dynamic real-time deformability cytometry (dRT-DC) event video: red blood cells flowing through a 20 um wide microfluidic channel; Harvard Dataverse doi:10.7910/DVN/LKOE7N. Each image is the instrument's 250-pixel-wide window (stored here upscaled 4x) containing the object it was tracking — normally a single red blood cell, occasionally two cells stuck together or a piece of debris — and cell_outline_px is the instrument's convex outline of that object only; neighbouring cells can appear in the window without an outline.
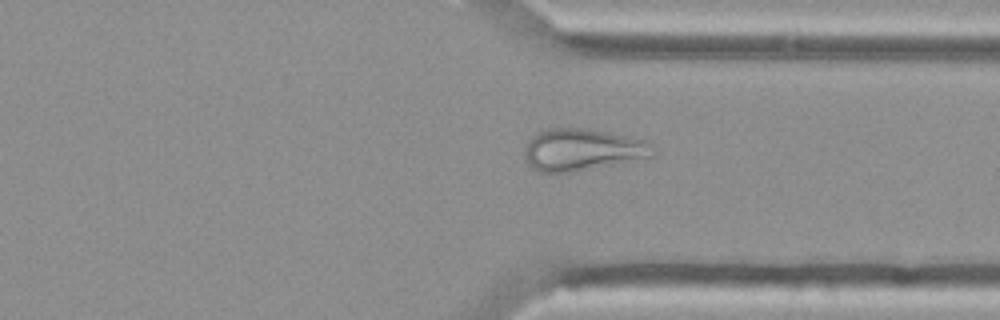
{"species": "Egyptian fruit bat (a non-hibernating species)", "species_latin": "Rousettus aegyptiacus", "temperature_condition": "cold", "stored_images_in_passage": 54, "camera_frame_rate_fps": 3000, "um_per_image_px": 0.085, "animal": {"sex": "female"}, "frame": {"image": 1, "passage_image": 41, "time_ms": 13.333, "image_size_px": [1000, 320], "cell_outline_px": [[656, 156], [572, 172], [536, 172], [524, 160], [524, 148], [528, 140], [536, 132], [548, 128], [588, 128], [644, 140], [652, 144], [656, 148]], "centroid_in_image_um": [49.47, 12.72], "position_along_channel_um": 361.9, "area_um2": 31.73}}
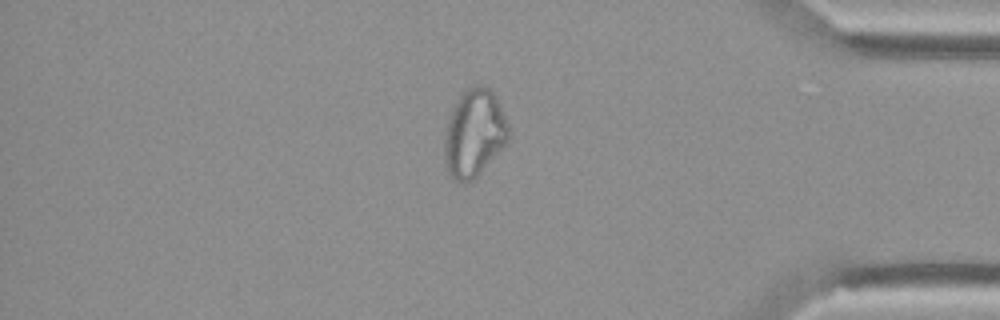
{"frame": {"image": 2, "passage_image": 46, "time_ms": 15.0, "image_size_px": [1000, 320], "cell_outline_px": [[508, 144], [472, 180], [460, 184], [452, 180], [448, 172], [444, 160], [444, 140], [448, 120], [452, 108], [460, 96], [468, 88], [476, 84], [488, 88], [492, 92], [500, 104], [508, 124]], "centroid_in_image_um": [40.3, 11.37], "position_along_channel_um": 394.9, "area_um2": 32.77}}